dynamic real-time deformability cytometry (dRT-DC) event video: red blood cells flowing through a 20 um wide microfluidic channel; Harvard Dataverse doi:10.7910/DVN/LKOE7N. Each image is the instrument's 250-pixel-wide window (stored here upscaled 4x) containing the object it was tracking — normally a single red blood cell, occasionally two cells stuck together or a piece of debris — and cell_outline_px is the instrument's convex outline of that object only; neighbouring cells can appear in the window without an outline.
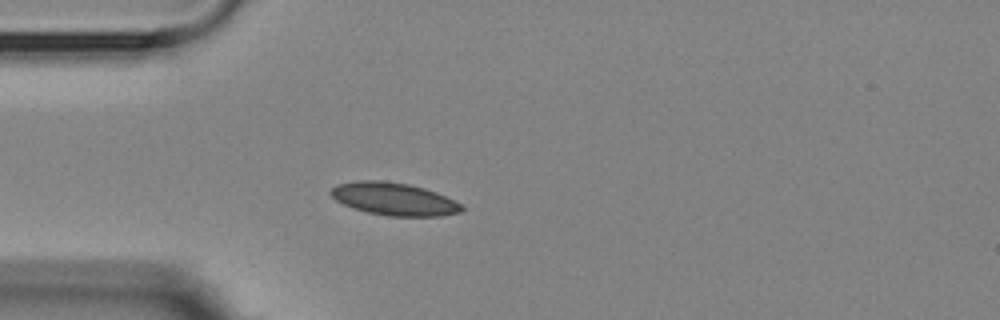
{"species": "Egyptian fruit bat (a non-hibernating species)", "species_latin": "Rousettus aegyptiacus", "temperature_condition": "room temperature", "stored_images_in_passage": 1, "camera_frame_rate_fps": 3000, "um_per_image_px": 0.085, "animal": {"sex": "female"}, "frame": {"image": 1, "passage_image": 1, "time_ms": 0.0, "image_size_px": [1000, 320], "cell_outline_px": [[464, 208], [460, 212], [440, 216], [388, 216], [368, 212], [352, 208], [336, 200], [328, 192], [332, 188], [340, 184], [360, 180], [380, 180], [408, 184], [424, 188], [436, 192], [460, 204]], "centroid_in_image_um": [33.47, 16.92], "position_along_channel_um": 51.5, "area_um2": 24.62}}